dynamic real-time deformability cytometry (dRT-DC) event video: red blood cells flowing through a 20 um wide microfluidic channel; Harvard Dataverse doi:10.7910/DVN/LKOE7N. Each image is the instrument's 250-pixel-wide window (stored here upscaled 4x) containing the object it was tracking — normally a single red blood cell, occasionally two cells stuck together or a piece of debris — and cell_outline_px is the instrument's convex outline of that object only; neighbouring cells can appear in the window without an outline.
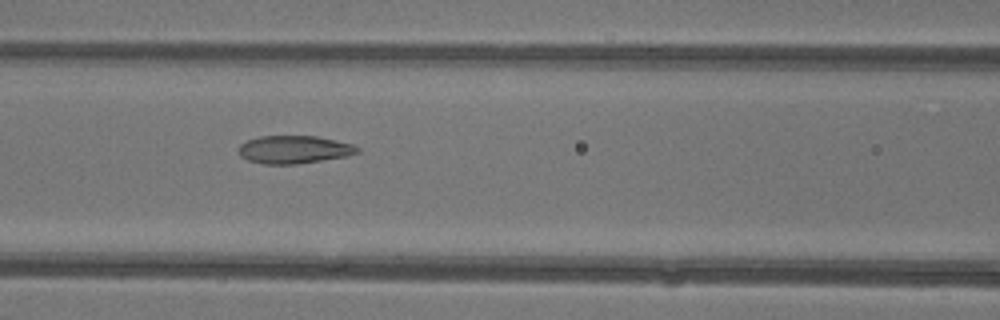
{"species": "common noctule bat (a hibernating species)", "species_latin": "Nyctalus noctula", "temperature_condition": "warm", "stored_images_in_passage": 29, "camera_frame_rate_fps": 3000, "um_per_image_px": 0.085, "animal": {"sex": "female"}, "frame": {"image": 1, "passage_image": 8, "time_ms": 2.333, "image_size_px": [1000, 320], "cell_outline_px": [[360, 152], [348, 156], [296, 164], [264, 164], [248, 160], [240, 156], [236, 152], [240, 144], [248, 140], [260, 136], [316, 136], [352, 144], [360, 148]], "centroid_in_image_um": [24.97, 12.71], "position_along_channel_um": 141.6, "area_um2": 19.36}}
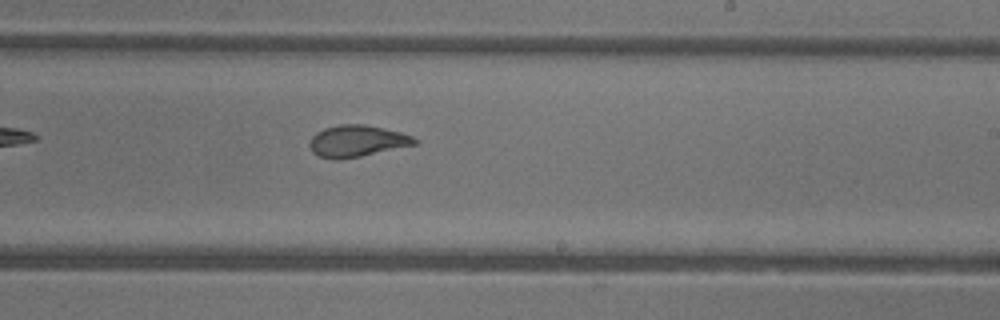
{"frame": {"image": 2, "passage_image": 16, "time_ms": 5.0, "image_size_px": [1000, 320], "cell_outline_px": [[420, 144], [340, 160], [332, 160], [320, 156], [312, 152], [308, 144], [312, 136], [316, 132], [324, 128], [340, 124], [364, 124], [400, 132], [412, 136], [420, 140]], "centroid_in_image_um": [30.36, 11.99], "position_along_channel_um": 258.6, "area_um2": 19.59}}
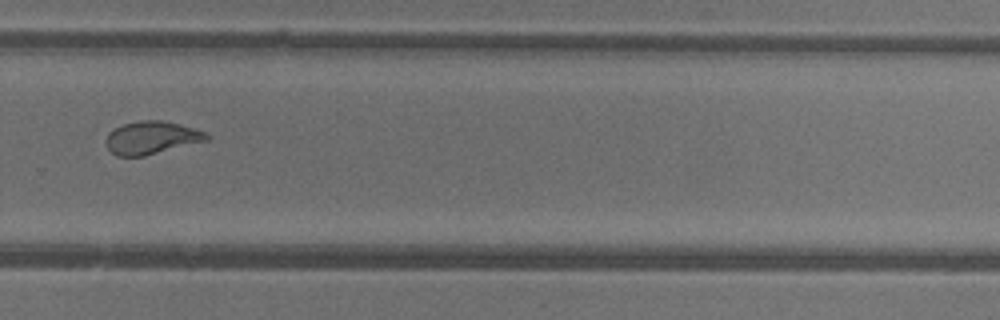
{"frame": {"image": 3, "passage_image": 20, "time_ms": 6.333, "image_size_px": [1000, 320], "cell_outline_px": [[208, 140], [144, 156], [116, 156], [108, 148], [104, 140], [108, 132], [124, 124], [140, 120], [164, 120], [180, 124], [204, 132], [208, 136]], "centroid_in_image_um": [12.84, 11.7], "position_along_channel_um": 317.0, "area_um2": 19.13}, "authors_computed_cell_mechanics": {"area_um2": 19.652, "velocity_mm_per_s": 4.3952, "shape_relaxation_time_tau1_ms": 11.055, "shape_relaxation_time_tau2_ms": 1.0159, "deformation_change_tau1": 0.311, "deformation_change_tau2": 0.0698}}